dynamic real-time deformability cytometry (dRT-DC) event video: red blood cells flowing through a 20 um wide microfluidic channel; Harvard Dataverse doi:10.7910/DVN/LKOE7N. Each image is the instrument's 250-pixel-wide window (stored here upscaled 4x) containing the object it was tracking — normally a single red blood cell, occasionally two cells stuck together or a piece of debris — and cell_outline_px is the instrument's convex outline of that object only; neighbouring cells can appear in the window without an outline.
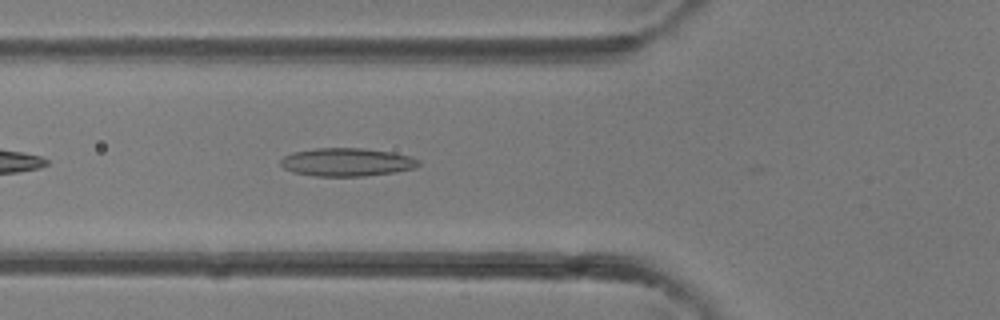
{"species": "common noctule bat (a hibernating species)", "species_latin": "Nyctalus noctula", "temperature_condition": "room temperature", "stored_images_in_passage": 30, "camera_frame_rate_fps": 3000, "um_per_image_px": 0.085, "animal": {"sex": "female"}, "frame": {"image": 1, "passage_image": 15, "time_ms": 4.667, "image_size_px": [1000, 320], "cell_outline_px": [[420, 164], [416, 168], [396, 172], [364, 176], [316, 176], [292, 172], [284, 168], [280, 164], [280, 160], [284, 156], [292, 152], [316, 148], [364, 148], [392, 152], [412, 156], [420, 160]], "centroid_in_image_um": [29.51, 13.78], "position_along_channel_um": 96.3, "area_um2": 22.89}}
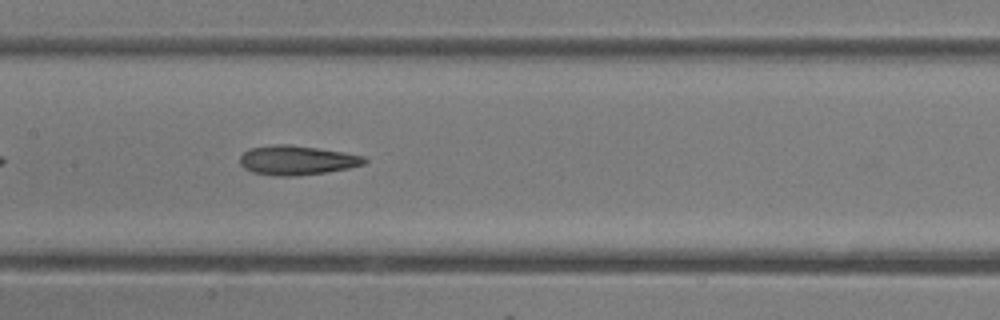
{"frame": {"image": 2, "passage_image": 20, "time_ms": 6.333, "image_size_px": [1000, 320], "cell_outline_px": [[368, 160], [364, 164], [348, 168], [328, 172], [296, 176], [276, 176], [252, 172], [244, 168], [240, 164], [240, 156], [248, 148], [276, 144], [288, 144], [344, 152], [364, 156]], "centroid_in_image_um": [25.22, 13.62], "position_along_channel_um": 182.2, "area_um2": 21.39}}
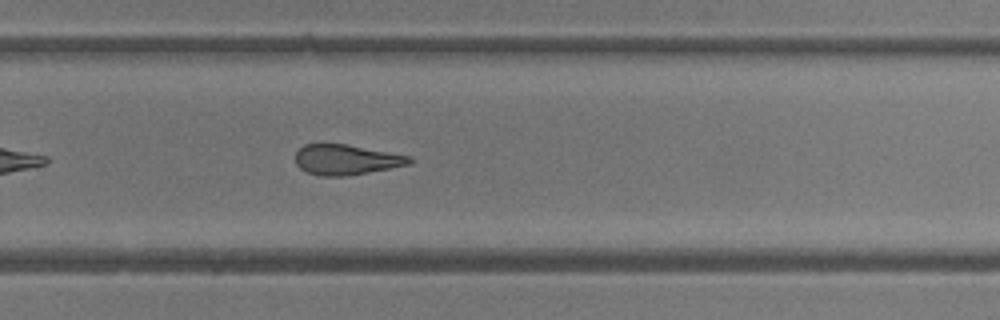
{"frame": {"image": 3, "passage_image": 27, "time_ms": 8.667, "image_size_px": [1000, 320], "cell_outline_px": [[412, 160], [408, 164], [348, 176], [320, 176], [308, 172], [300, 168], [296, 164], [296, 152], [304, 144], [348, 144], [412, 156]], "centroid_in_image_um": [29.41, 13.56], "position_along_channel_um": 300.4, "area_um2": 20.0}}